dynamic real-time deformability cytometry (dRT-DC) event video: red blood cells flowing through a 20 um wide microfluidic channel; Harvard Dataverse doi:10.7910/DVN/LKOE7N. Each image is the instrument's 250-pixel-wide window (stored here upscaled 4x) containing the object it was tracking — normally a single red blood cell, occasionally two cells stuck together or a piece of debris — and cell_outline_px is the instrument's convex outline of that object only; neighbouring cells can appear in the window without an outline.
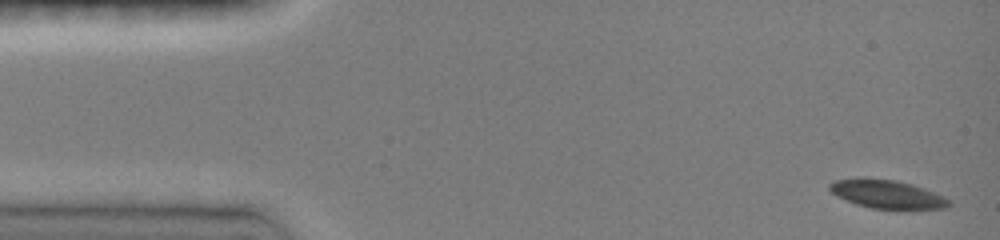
{"species": "common noctule bat (a hibernating species)", "species_latin": "Nyctalus noctula", "temperature_condition": "room temperature", "stored_images_in_passage": 10, "camera_frame_rate_fps": 3000, "um_per_image_px": 0.085, "animal": {"sex": "female", "body_mass_g": 19.0, "forearm_length_mm": 51.5}, "frame": {"image": 1, "passage_image": 1, "time_ms": 0.0, "image_size_px": [1000, 240], "cell_outline_px": [[952, 204], [944, 208], [872, 208], [856, 204], [836, 196], [828, 188], [828, 184], [836, 180], [864, 176], [896, 180], [912, 184], [924, 188], [944, 196]], "centroid_in_image_um": [75.34, 16.46], "position_along_channel_um": 9.7, "area_um2": 19.77}}
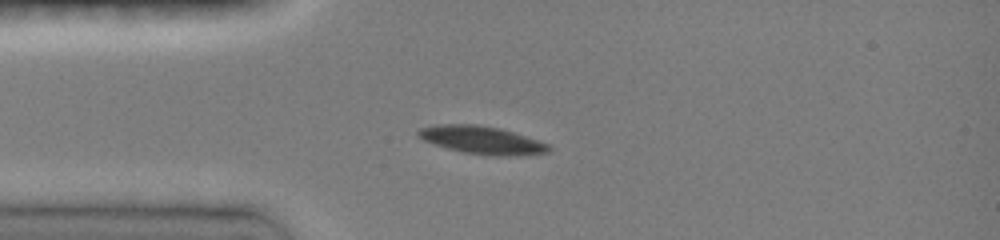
{"frame": {"image": 2, "passage_image": 6, "time_ms": 3.333, "image_size_px": [1000, 240], "cell_outline_px": [[552, 148], [548, 152], [516, 156], [488, 156], [464, 152], [448, 148], [424, 140], [416, 136], [416, 132], [420, 128], [440, 124], [480, 124], [500, 128], [548, 144]], "centroid_in_image_um": [40.95, 11.9], "position_along_channel_um": 44.1, "area_um2": 21.1}}
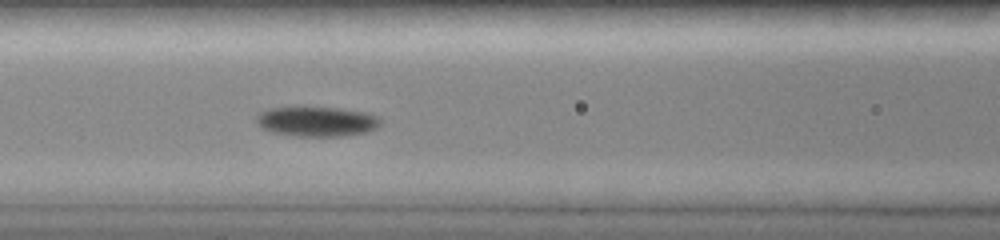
{"frame": {"image": 3, "passage_image": 10, "time_ms": 6.0, "image_size_px": [1000, 240], "cell_outline_px": [[380, 124], [376, 128], [368, 132], [344, 136], [296, 136], [272, 132], [256, 124], [256, 116], [260, 112], [268, 108], [296, 104], [340, 108], [368, 112], [380, 116]], "centroid_in_image_um": [26.91, 10.27], "position_along_channel_um": 139.7, "area_um2": 22.66}}